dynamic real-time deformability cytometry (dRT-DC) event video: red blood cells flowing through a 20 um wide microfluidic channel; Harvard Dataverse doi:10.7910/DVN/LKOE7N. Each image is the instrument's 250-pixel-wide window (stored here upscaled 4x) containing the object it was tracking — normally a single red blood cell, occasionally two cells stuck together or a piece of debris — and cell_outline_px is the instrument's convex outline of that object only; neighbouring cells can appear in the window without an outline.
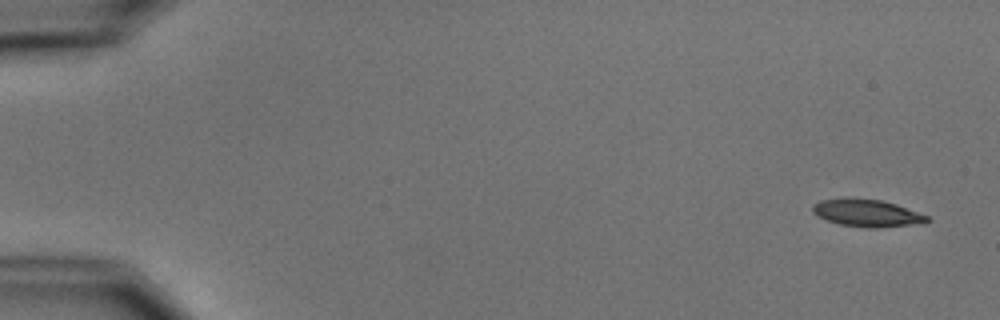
{"species": "common noctule bat (a hibernating species)", "species_latin": "Nyctalus noctula", "temperature_condition": "cold", "stored_images_in_passage": 5, "camera_frame_rate_fps": 3000, "um_per_image_px": 0.085, "animal": {"sex": "male", "body_mass_g": 15.6}, "frame": {"image": 1, "passage_image": 1, "time_ms": 0.0, "image_size_px": [1000, 320], "cell_outline_px": [[932, 220], [924, 224], [876, 228], [868, 228], [840, 224], [816, 216], [812, 212], [812, 204], [820, 200], [844, 196], [852, 196], [884, 200], [896, 204], [928, 216]], "centroid_in_image_um": [73.68, 18.08], "position_along_channel_um": 11.3, "area_um2": 18.96}}